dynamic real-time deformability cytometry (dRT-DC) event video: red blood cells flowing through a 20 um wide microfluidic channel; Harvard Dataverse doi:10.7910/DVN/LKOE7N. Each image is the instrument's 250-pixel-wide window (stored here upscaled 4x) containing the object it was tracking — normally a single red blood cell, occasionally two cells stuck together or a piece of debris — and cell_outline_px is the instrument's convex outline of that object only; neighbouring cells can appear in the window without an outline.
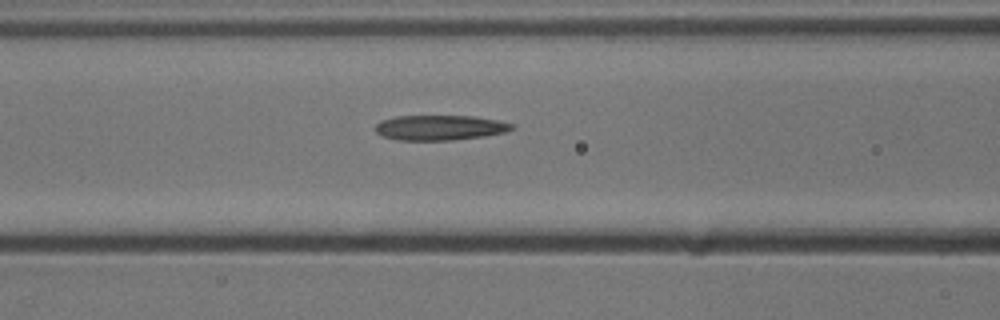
{"species": "common noctule bat (a hibernating species)", "species_latin": "Nyctalus noctula", "temperature_condition": "cold", "stored_images_in_passage": 4, "camera_frame_rate_fps": 3000, "um_per_image_px": 0.085, "animal": {"sex": "male", "body_mass_g": 13.3}, "frame": {"image": 1, "passage_image": 4, "time_ms": 1.0, "image_size_px": [1000, 320], "cell_outline_px": [[512, 128], [504, 132], [484, 136], [452, 140], [396, 140], [380, 136], [376, 132], [376, 124], [380, 120], [396, 116], [476, 116], [496, 120], [512, 124]], "centroid_in_image_um": [37.31, 10.85], "position_along_channel_um": 129.3, "area_um2": 19.88}}